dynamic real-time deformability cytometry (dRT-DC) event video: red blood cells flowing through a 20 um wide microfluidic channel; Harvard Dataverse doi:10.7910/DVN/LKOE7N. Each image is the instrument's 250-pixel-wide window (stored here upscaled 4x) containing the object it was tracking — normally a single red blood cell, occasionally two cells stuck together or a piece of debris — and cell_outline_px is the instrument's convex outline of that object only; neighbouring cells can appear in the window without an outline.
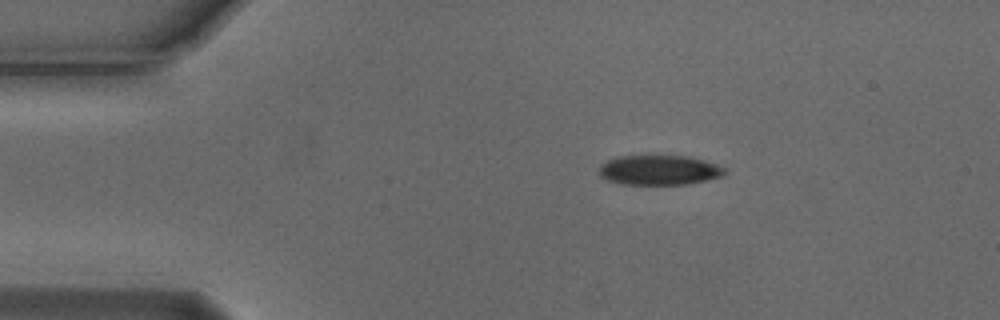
{"species": "Egyptian fruit bat (a non-hibernating species)", "species_latin": "Rousettus aegyptiacus", "temperature_condition": "cold", "stored_images_in_passage": 8, "camera_frame_rate_fps": 3000, "um_per_image_px": 0.085, "animal": {"sex": "male"}, "frame": {"image": 1, "passage_image": 1, "time_ms": 0.0, "image_size_px": [1000, 320], "cell_outline_px": [[728, 172], [720, 176], [688, 184], [620, 184], [608, 180], [600, 176], [600, 164], [608, 160], [620, 156], [692, 156], [728, 168]], "centroid_in_image_um": [56.06, 14.45], "position_along_channel_um": 28.9, "area_um2": 21.79}}
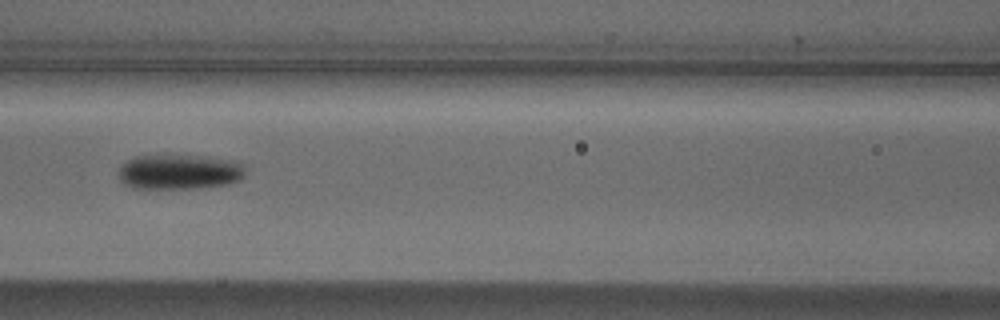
{"frame": {"image": 2, "passage_image": 5, "time_ms": 1.333, "image_size_px": [1000, 320], "cell_outline_px": [[244, 176], [240, 180], [228, 184], [192, 188], [132, 188], [124, 184], [120, 180], [120, 168], [128, 160], [136, 156], [168, 152], [208, 156], [236, 160], [244, 168]], "centroid_in_image_um": [15.25, 14.55], "position_along_channel_um": 151.4, "area_um2": 26.65}}
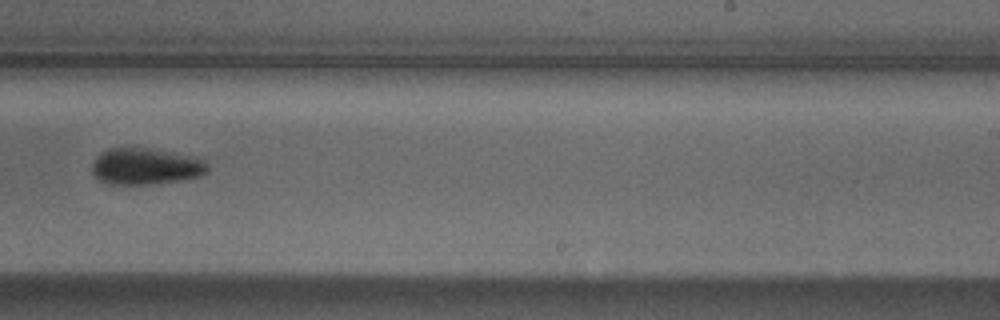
{"frame": {"image": 3, "passage_image": 8, "time_ms": 2.333, "image_size_px": [1000, 320], "cell_outline_px": [[208, 172], [200, 176], [180, 180], [148, 184], [104, 184], [92, 172], [92, 164], [96, 156], [100, 152], [108, 148], [148, 148], [196, 156], [204, 160], [208, 164]], "centroid_in_image_um": [12.38, 14.13], "position_along_channel_um": 276.6, "area_um2": 24.74}}